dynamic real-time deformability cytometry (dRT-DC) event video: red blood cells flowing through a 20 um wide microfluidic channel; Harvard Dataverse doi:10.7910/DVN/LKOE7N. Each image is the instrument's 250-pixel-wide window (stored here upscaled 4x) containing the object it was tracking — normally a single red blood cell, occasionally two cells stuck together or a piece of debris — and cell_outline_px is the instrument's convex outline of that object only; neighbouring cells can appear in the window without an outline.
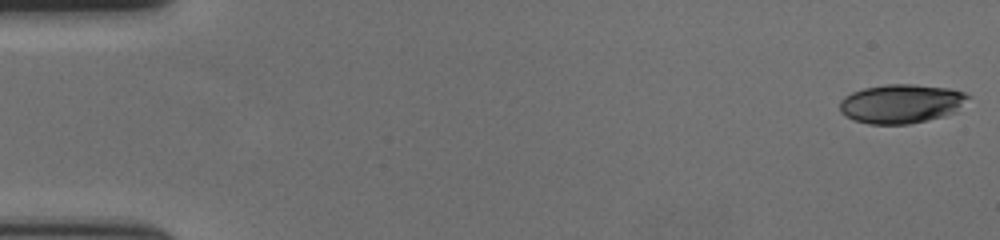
{"species": "human", "species_latin": "Homo sapiens", "temperature_condition": "cold", "stored_images_in_passage": 58, "camera_frame_rate_fps": 3000, "um_per_image_px": 0.085, "donor": {"sex": "female"}, "frame": {"image": 1, "passage_image": 1, "time_ms": 0.0, "image_size_px": [1000, 240], "cell_outline_px": [[972, 96], [956, 112], [944, 116], [928, 120], [908, 124], [868, 124], [856, 120], [840, 112], [840, 100], [844, 96], [852, 92], [864, 88], [884, 84], [912, 84], [952, 88], [964, 92]], "centroid_in_image_um": [76.65, 8.8], "position_along_channel_um": 8.4, "area_um2": 29.42}}
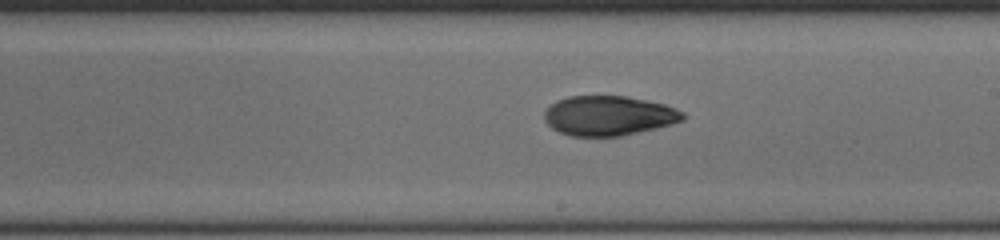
{"frame": {"image": 2, "passage_image": 34, "time_ms": 11.0, "image_size_px": [1000, 240], "cell_outline_px": [[684, 120], [672, 124], [656, 128], [620, 136], [568, 136], [552, 128], [544, 120], [544, 112], [556, 100], [568, 96], [628, 96], [664, 104], [676, 108], [684, 112]], "centroid_in_image_um": [51.74, 9.83], "position_along_channel_um": 237.3, "area_um2": 32.14}}
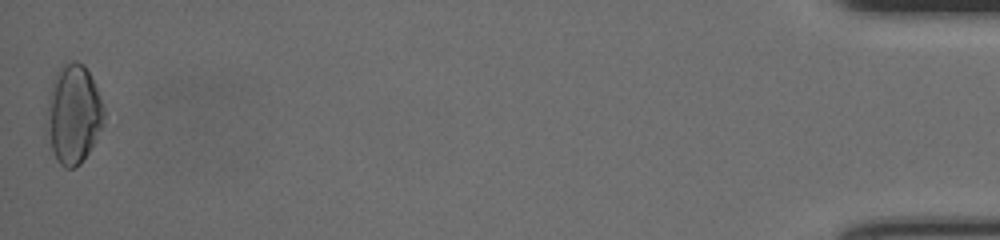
{"frame": {"image": 3, "passage_image": 58, "time_ms": 19.0, "image_size_px": [1000, 240], "cell_outline_px": [[104, 124], [88, 152], [80, 164], [72, 168], [64, 168], [56, 160], [44, 128], [48, 96], [52, 80], [56, 72], [64, 64], [72, 60], [76, 60], [84, 64], [104, 104]], "centroid_in_image_um": [6.21, 9.7], "position_along_channel_um": 429.0, "area_um2": 33.41}, "authors_computed_cell_mechanics": {"area_um2": 31.9923, "velocity_mm_per_s": 3.5816, "shape_relaxation_time_tau1_ms": 5.959, "shape_relaxation_time_tau2_ms": 4.0035, "deformation_change_tau1": 0.1536, "deformation_change_tau2": 0.0872}}